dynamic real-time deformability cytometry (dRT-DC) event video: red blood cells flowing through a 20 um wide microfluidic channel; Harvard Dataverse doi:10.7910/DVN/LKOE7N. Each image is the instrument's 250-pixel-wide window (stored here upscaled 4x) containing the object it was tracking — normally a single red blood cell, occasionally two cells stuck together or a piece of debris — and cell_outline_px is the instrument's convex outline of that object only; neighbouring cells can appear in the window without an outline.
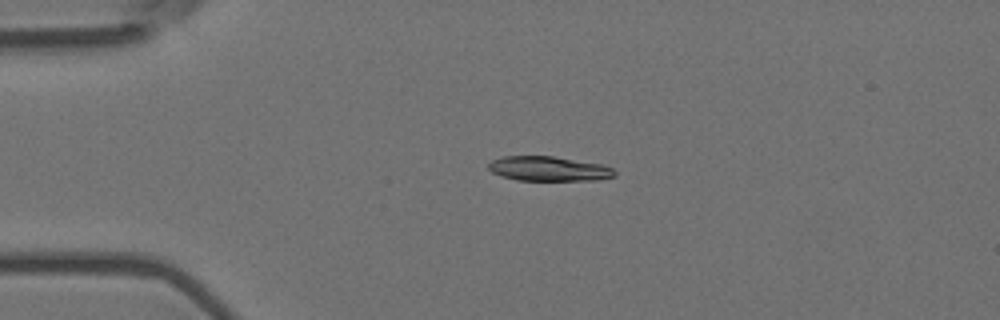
{"species": "Egyptian fruit bat (a non-hibernating species)", "species_latin": "Rousettus aegyptiacus", "temperature_condition": "room temperature", "stored_images_in_passage": 43, "camera_frame_rate_fps": 3000, "um_per_image_px": 0.085, "animal": {"sex": "female"}, "frame": {"image": 1, "passage_image": 1, "time_ms": 0.0, "image_size_px": [1000, 320], "cell_outline_px": [[616, 176], [596, 180], [516, 180], [500, 176], [492, 172], [488, 168], [488, 164], [492, 160], [504, 156], [552, 156], [600, 164], [612, 168], [616, 172]], "centroid_in_image_um": [46.62, 14.34], "position_along_channel_um": 38.4, "area_um2": 18.03}}
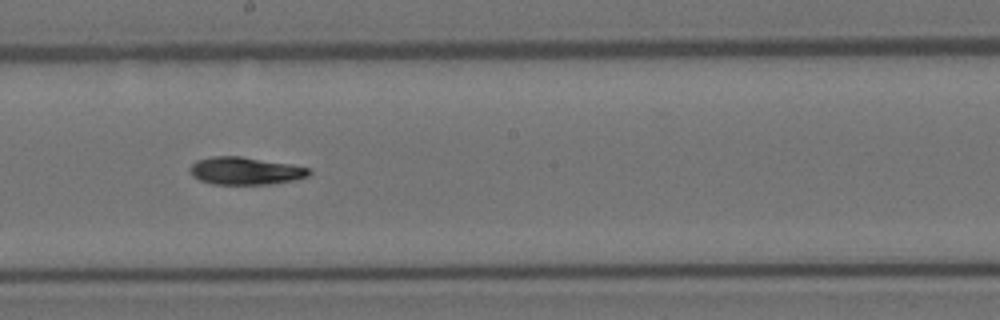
{"frame": {"image": 2, "passage_image": 19, "time_ms": 6.0, "image_size_px": [1000, 320], "cell_outline_px": [[312, 172], [308, 176], [296, 180], [268, 184], [212, 184], [200, 180], [192, 176], [188, 168], [196, 160], [212, 156], [240, 156], [292, 164], [308, 168]], "centroid_in_image_um": [20.84, 14.52], "position_along_channel_um": 227.4, "area_um2": 19.25}}
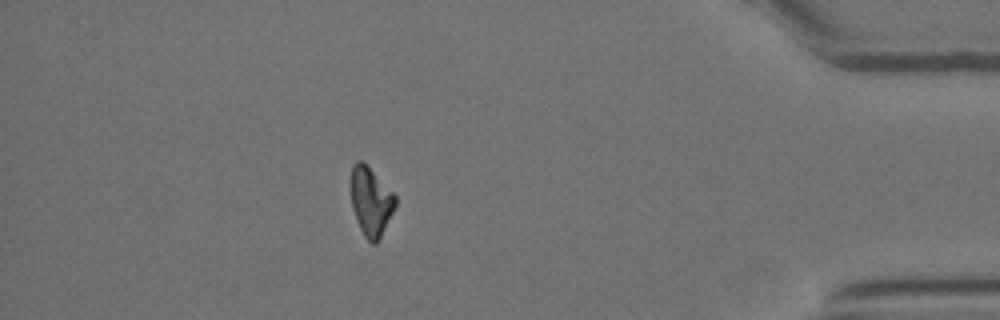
{"frame": {"image": 3, "passage_image": 37, "time_ms": 12.0, "image_size_px": [1000, 320], "cell_outline_px": [[396, 204], [376, 244], [372, 244], [364, 236], [356, 220], [352, 208], [352, 164], [356, 160], [360, 160], [396, 196]], "centroid_in_image_um": [31.5, 17.15], "position_along_channel_um": 403.7, "area_um2": 17.05}, "authors_computed_cell_mechanics": {"area_um2": 18.9584, "velocity_mm_per_s": 3.6871, "shape_relaxation_time_tau1_ms": 10.8089, "shape_relaxation_time_tau2_ms": null, "deformation_change_tau1": 0.2592, "deformation_change_tau2": null}}